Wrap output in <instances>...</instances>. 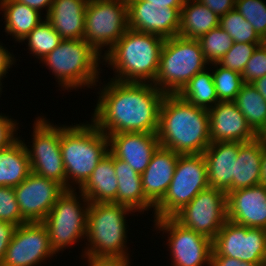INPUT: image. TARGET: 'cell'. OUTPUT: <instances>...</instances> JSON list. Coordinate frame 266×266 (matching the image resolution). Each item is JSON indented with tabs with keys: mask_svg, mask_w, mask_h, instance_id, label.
I'll use <instances>...</instances> for the list:
<instances>
[{
	"mask_svg": "<svg viewBox=\"0 0 266 266\" xmlns=\"http://www.w3.org/2000/svg\"><path fill=\"white\" fill-rule=\"evenodd\" d=\"M220 18L197 0H185L180 11L178 36L199 39L219 26Z\"/></svg>",
	"mask_w": 266,
	"mask_h": 266,
	"instance_id": "29",
	"label": "cell"
},
{
	"mask_svg": "<svg viewBox=\"0 0 266 266\" xmlns=\"http://www.w3.org/2000/svg\"><path fill=\"white\" fill-rule=\"evenodd\" d=\"M127 1H148L151 5L161 6L162 8H182L185 0H127Z\"/></svg>",
	"mask_w": 266,
	"mask_h": 266,
	"instance_id": "47",
	"label": "cell"
},
{
	"mask_svg": "<svg viewBox=\"0 0 266 266\" xmlns=\"http://www.w3.org/2000/svg\"><path fill=\"white\" fill-rule=\"evenodd\" d=\"M45 115H38L33 122L32 145L23 144L30 161L31 172L57 181L66 189V172L60 148L61 125H54ZM30 145H28V144Z\"/></svg>",
	"mask_w": 266,
	"mask_h": 266,
	"instance_id": "11",
	"label": "cell"
},
{
	"mask_svg": "<svg viewBox=\"0 0 266 266\" xmlns=\"http://www.w3.org/2000/svg\"><path fill=\"white\" fill-rule=\"evenodd\" d=\"M227 220L249 228L266 229V186L259 184L230 191Z\"/></svg>",
	"mask_w": 266,
	"mask_h": 266,
	"instance_id": "19",
	"label": "cell"
},
{
	"mask_svg": "<svg viewBox=\"0 0 266 266\" xmlns=\"http://www.w3.org/2000/svg\"><path fill=\"white\" fill-rule=\"evenodd\" d=\"M260 184L266 186V145L264 143L261 158Z\"/></svg>",
	"mask_w": 266,
	"mask_h": 266,
	"instance_id": "48",
	"label": "cell"
},
{
	"mask_svg": "<svg viewBox=\"0 0 266 266\" xmlns=\"http://www.w3.org/2000/svg\"><path fill=\"white\" fill-rule=\"evenodd\" d=\"M205 61L210 65L219 60L231 49L234 41L220 26L211 29L198 39Z\"/></svg>",
	"mask_w": 266,
	"mask_h": 266,
	"instance_id": "35",
	"label": "cell"
},
{
	"mask_svg": "<svg viewBox=\"0 0 266 266\" xmlns=\"http://www.w3.org/2000/svg\"><path fill=\"white\" fill-rule=\"evenodd\" d=\"M15 1L25 4L30 8L39 11L45 17L48 15L51 9V5L53 4V0H15ZM44 9L46 11L45 14L43 13Z\"/></svg>",
	"mask_w": 266,
	"mask_h": 266,
	"instance_id": "46",
	"label": "cell"
},
{
	"mask_svg": "<svg viewBox=\"0 0 266 266\" xmlns=\"http://www.w3.org/2000/svg\"><path fill=\"white\" fill-rule=\"evenodd\" d=\"M252 85L257 89V91L266 100V75L255 80Z\"/></svg>",
	"mask_w": 266,
	"mask_h": 266,
	"instance_id": "49",
	"label": "cell"
},
{
	"mask_svg": "<svg viewBox=\"0 0 266 266\" xmlns=\"http://www.w3.org/2000/svg\"><path fill=\"white\" fill-rule=\"evenodd\" d=\"M207 166L203 154L178 157L175 172L162 200L155 206L154 219L173 217L190 203L197 194L208 188Z\"/></svg>",
	"mask_w": 266,
	"mask_h": 266,
	"instance_id": "9",
	"label": "cell"
},
{
	"mask_svg": "<svg viewBox=\"0 0 266 266\" xmlns=\"http://www.w3.org/2000/svg\"><path fill=\"white\" fill-rule=\"evenodd\" d=\"M179 156L176 152L159 146L141 174L144 195L154 206L165 196Z\"/></svg>",
	"mask_w": 266,
	"mask_h": 266,
	"instance_id": "22",
	"label": "cell"
},
{
	"mask_svg": "<svg viewBox=\"0 0 266 266\" xmlns=\"http://www.w3.org/2000/svg\"><path fill=\"white\" fill-rule=\"evenodd\" d=\"M202 5L208 7L219 18L224 16L227 12L235 9V0H197Z\"/></svg>",
	"mask_w": 266,
	"mask_h": 266,
	"instance_id": "44",
	"label": "cell"
},
{
	"mask_svg": "<svg viewBox=\"0 0 266 266\" xmlns=\"http://www.w3.org/2000/svg\"><path fill=\"white\" fill-rule=\"evenodd\" d=\"M129 256L124 257H93V256H83L81 259L85 260L87 266H131L132 262Z\"/></svg>",
	"mask_w": 266,
	"mask_h": 266,
	"instance_id": "41",
	"label": "cell"
},
{
	"mask_svg": "<svg viewBox=\"0 0 266 266\" xmlns=\"http://www.w3.org/2000/svg\"><path fill=\"white\" fill-rule=\"evenodd\" d=\"M64 190L57 181L31 172L14 187L22 218L27 223L43 222Z\"/></svg>",
	"mask_w": 266,
	"mask_h": 266,
	"instance_id": "16",
	"label": "cell"
},
{
	"mask_svg": "<svg viewBox=\"0 0 266 266\" xmlns=\"http://www.w3.org/2000/svg\"><path fill=\"white\" fill-rule=\"evenodd\" d=\"M249 126L259 136L266 129V100L252 85L244 83L234 100Z\"/></svg>",
	"mask_w": 266,
	"mask_h": 266,
	"instance_id": "30",
	"label": "cell"
},
{
	"mask_svg": "<svg viewBox=\"0 0 266 266\" xmlns=\"http://www.w3.org/2000/svg\"><path fill=\"white\" fill-rule=\"evenodd\" d=\"M210 142H249L259 137L234 101H219L208 110Z\"/></svg>",
	"mask_w": 266,
	"mask_h": 266,
	"instance_id": "18",
	"label": "cell"
},
{
	"mask_svg": "<svg viewBox=\"0 0 266 266\" xmlns=\"http://www.w3.org/2000/svg\"><path fill=\"white\" fill-rule=\"evenodd\" d=\"M211 256L266 263V229L249 228L227 220L212 240Z\"/></svg>",
	"mask_w": 266,
	"mask_h": 266,
	"instance_id": "14",
	"label": "cell"
},
{
	"mask_svg": "<svg viewBox=\"0 0 266 266\" xmlns=\"http://www.w3.org/2000/svg\"><path fill=\"white\" fill-rule=\"evenodd\" d=\"M76 191L65 189L42 222L47 227L51 247L57 255L86 240L90 202L80 190L79 194Z\"/></svg>",
	"mask_w": 266,
	"mask_h": 266,
	"instance_id": "8",
	"label": "cell"
},
{
	"mask_svg": "<svg viewBox=\"0 0 266 266\" xmlns=\"http://www.w3.org/2000/svg\"><path fill=\"white\" fill-rule=\"evenodd\" d=\"M31 173L30 161L22 139L0 150V187H16Z\"/></svg>",
	"mask_w": 266,
	"mask_h": 266,
	"instance_id": "28",
	"label": "cell"
},
{
	"mask_svg": "<svg viewBox=\"0 0 266 266\" xmlns=\"http://www.w3.org/2000/svg\"><path fill=\"white\" fill-rule=\"evenodd\" d=\"M52 72L63 91L95 88L103 70V57L83 39H62L59 45L39 61ZM51 70V71H50Z\"/></svg>",
	"mask_w": 266,
	"mask_h": 266,
	"instance_id": "5",
	"label": "cell"
},
{
	"mask_svg": "<svg viewBox=\"0 0 266 266\" xmlns=\"http://www.w3.org/2000/svg\"><path fill=\"white\" fill-rule=\"evenodd\" d=\"M0 221L19 226L27 223L21 215L12 187H0Z\"/></svg>",
	"mask_w": 266,
	"mask_h": 266,
	"instance_id": "38",
	"label": "cell"
},
{
	"mask_svg": "<svg viewBox=\"0 0 266 266\" xmlns=\"http://www.w3.org/2000/svg\"><path fill=\"white\" fill-rule=\"evenodd\" d=\"M266 75V41L259 45L247 62L242 78L244 83H253Z\"/></svg>",
	"mask_w": 266,
	"mask_h": 266,
	"instance_id": "39",
	"label": "cell"
},
{
	"mask_svg": "<svg viewBox=\"0 0 266 266\" xmlns=\"http://www.w3.org/2000/svg\"><path fill=\"white\" fill-rule=\"evenodd\" d=\"M109 152L125 161L135 172L142 174L160 146L157 134L144 132H123L107 135Z\"/></svg>",
	"mask_w": 266,
	"mask_h": 266,
	"instance_id": "20",
	"label": "cell"
},
{
	"mask_svg": "<svg viewBox=\"0 0 266 266\" xmlns=\"http://www.w3.org/2000/svg\"><path fill=\"white\" fill-rule=\"evenodd\" d=\"M2 84H3V83L0 82V97H1V94H2V92H3L2 89H3V87H4Z\"/></svg>",
	"mask_w": 266,
	"mask_h": 266,
	"instance_id": "51",
	"label": "cell"
},
{
	"mask_svg": "<svg viewBox=\"0 0 266 266\" xmlns=\"http://www.w3.org/2000/svg\"><path fill=\"white\" fill-rule=\"evenodd\" d=\"M127 8L130 29L164 39L178 35L181 8H162L148 1H127Z\"/></svg>",
	"mask_w": 266,
	"mask_h": 266,
	"instance_id": "17",
	"label": "cell"
},
{
	"mask_svg": "<svg viewBox=\"0 0 266 266\" xmlns=\"http://www.w3.org/2000/svg\"><path fill=\"white\" fill-rule=\"evenodd\" d=\"M60 148L66 172V189H80L109 152L108 136L90 121L61 124Z\"/></svg>",
	"mask_w": 266,
	"mask_h": 266,
	"instance_id": "4",
	"label": "cell"
},
{
	"mask_svg": "<svg viewBox=\"0 0 266 266\" xmlns=\"http://www.w3.org/2000/svg\"><path fill=\"white\" fill-rule=\"evenodd\" d=\"M178 94L192 105L206 110L219 102L209 67L197 73Z\"/></svg>",
	"mask_w": 266,
	"mask_h": 266,
	"instance_id": "31",
	"label": "cell"
},
{
	"mask_svg": "<svg viewBox=\"0 0 266 266\" xmlns=\"http://www.w3.org/2000/svg\"><path fill=\"white\" fill-rule=\"evenodd\" d=\"M157 137L161 147L179 155L203 154L211 143L208 110L179 94H166L160 106Z\"/></svg>",
	"mask_w": 266,
	"mask_h": 266,
	"instance_id": "2",
	"label": "cell"
},
{
	"mask_svg": "<svg viewBox=\"0 0 266 266\" xmlns=\"http://www.w3.org/2000/svg\"><path fill=\"white\" fill-rule=\"evenodd\" d=\"M208 67L212 71L218 100L234 101L244 84L242 75L236 71L226 69L217 63L210 64Z\"/></svg>",
	"mask_w": 266,
	"mask_h": 266,
	"instance_id": "34",
	"label": "cell"
},
{
	"mask_svg": "<svg viewBox=\"0 0 266 266\" xmlns=\"http://www.w3.org/2000/svg\"><path fill=\"white\" fill-rule=\"evenodd\" d=\"M62 38L54 30L51 23L45 18L40 22L21 43L27 45L29 54L42 60L47 54L53 51L61 42ZM27 43H26V42Z\"/></svg>",
	"mask_w": 266,
	"mask_h": 266,
	"instance_id": "32",
	"label": "cell"
},
{
	"mask_svg": "<svg viewBox=\"0 0 266 266\" xmlns=\"http://www.w3.org/2000/svg\"><path fill=\"white\" fill-rule=\"evenodd\" d=\"M261 44L234 42L231 49L219 60L220 66L242 75L247 62Z\"/></svg>",
	"mask_w": 266,
	"mask_h": 266,
	"instance_id": "37",
	"label": "cell"
},
{
	"mask_svg": "<svg viewBox=\"0 0 266 266\" xmlns=\"http://www.w3.org/2000/svg\"><path fill=\"white\" fill-rule=\"evenodd\" d=\"M237 10L266 41V2L265 0H235Z\"/></svg>",
	"mask_w": 266,
	"mask_h": 266,
	"instance_id": "36",
	"label": "cell"
},
{
	"mask_svg": "<svg viewBox=\"0 0 266 266\" xmlns=\"http://www.w3.org/2000/svg\"><path fill=\"white\" fill-rule=\"evenodd\" d=\"M57 257L42 222L17 226L0 266H42Z\"/></svg>",
	"mask_w": 266,
	"mask_h": 266,
	"instance_id": "15",
	"label": "cell"
},
{
	"mask_svg": "<svg viewBox=\"0 0 266 266\" xmlns=\"http://www.w3.org/2000/svg\"><path fill=\"white\" fill-rule=\"evenodd\" d=\"M88 0H53L46 19L62 39H83Z\"/></svg>",
	"mask_w": 266,
	"mask_h": 266,
	"instance_id": "23",
	"label": "cell"
},
{
	"mask_svg": "<svg viewBox=\"0 0 266 266\" xmlns=\"http://www.w3.org/2000/svg\"><path fill=\"white\" fill-rule=\"evenodd\" d=\"M173 218L184 227L213 240L227 221V193L208 187L200 191Z\"/></svg>",
	"mask_w": 266,
	"mask_h": 266,
	"instance_id": "13",
	"label": "cell"
},
{
	"mask_svg": "<svg viewBox=\"0 0 266 266\" xmlns=\"http://www.w3.org/2000/svg\"><path fill=\"white\" fill-rule=\"evenodd\" d=\"M262 152L263 141L260 137L249 142H240L232 191L260 184Z\"/></svg>",
	"mask_w": 266,
	"mask_h": 266,
	"instance_id": "27",
	"label": "cell"
},
{
	"mask_svg": "<svg viewBox=\"0 0 266 266\" xmlns=\"http://www.w3.org/2000/svg\"><path fill=\"white\" fill-rule=\"evenodd\" d=\"M210 266H266V263H249L227 256H211Z\"/></svg>",
	"mask_w": 266,
	"mask_h": 266,
	"instance_id": "45",
	"label": "cell"
},
{
	"mask_svg": "<svg viewBox=\"0 0 266 266\" xmlns=\"http://www.w3.org/2000/svg\"><path fill=\"white\" fill-rule=\"evenodd\" d=\"M117 189L118 180L113 166V155L108 152L79 190L90 203H111L116 199Z\"/></svg>",
	"mask_w": 266,
	"mask_h": 266,
	"instance_id": "25",
	"label": "cell"
},
{
	"mask_svg": "<svg viewBox=\"0 0 266 266\" xmlns=\"http://www.w3.org/2000/svg\"><path fill=\"white\" fill-rule=\"evenodd\" d=\"M164 42L158 35L128 28L103 56L102 67L113 69L112 80L153 84Z\"/></svg>",
	"mask_w": 266,
	"mask_h": 266,
	"instance_id": "3",
	"label": "cell"
},
{
	"mask_svg": "<svg viewBox=\"0 0 266 266\" xmlns=\"http://www.w3.org/2000/svg\"><path fill=\"white\" fill-rule=\"evenodd\" d=\"M7 114L0 113V150L9 147L13 142H15L19 136L18 127L19 122L17 119H12V117Z\"/></svg>",
	"mask_w": 266,
	"mask_h": 266,
	"instance_id": "40",
	"label": "cell"
},
{
	"mask_svg": "<svg viewBox=\"0 0 266 266\" xmlns=\"http://www.w3.org/2000/svg\"><path fill=\"white\" fill-rule=\"evenodd\" d=\"M263 143L266 145V129L259 135Z\"/></svg>",
	"mask_w": 266,
	"mask_h": 266,
	"instance_id": "50",
	"label": "cell"
},
{
	"mask_svg": "<svg viewBox=\"0 0 266 266\" xmlns=\"http://www.w3.org/2000/svg\"><path fill=\"white\" fill-rule=\"evenodd\" d=\"M108 80L101 82L100 79L95 86L98 88H94L99 89L91 115L96 127L106 135L123 132L157 134L160 106L166 94L152 83Z\"/></svg>",
	"mask_w": 266,
	"mask_h": 266,
	"instance_id": "1",
	"label": "cell"
},
{
	"mask_svg": "<svg viewBox=\"0 0 266 266\" xmlns=\"http://www.w3.org/2000/svg\"><path fill=\"white\" fill-rule=\"evenodd\" d=\"M0 12L5 20L4 32L10 35L15 43L24 38L46 17L39 11L15 0H0Z\"/></svg>",
	"mask_w": 266,
	"mask_h": 266,
	"instance_id": "26",
	"label": "cell"
},
{
	"mask_svg": "<svg viewBox=\"0 0 266 266\" xmlns=\"http://www.w3.org/2000/svg\"><path fill=\"white\" fill-rule=\"evenodd\" d=\"M113 166L118 180L116 199L112 203L122 204L144 214L145 211H154L155 206L145 197L142 189V177L135 172L125 161L113 156Z\"/></svg>",
	"mask_w": 266,
	"mask_h": 266,
	"instance_id": "24",
	"label": "cell"
},
{
	"mask_svg": "<svg viewBox=\"0 0 266 266\" xmlns=\"http://www.w3.org/2000/svg\"><path fill=\"white\" fill-rule=\"evenodd\" d=\"M16 228V225L0 221V265L5 257L7 247L12 240Z\"/></svg>",
	"mask_w": 266,
	"mask_h": 266,
	"instance_id": "42",
	"label": "cell"
},
{
	"mask_svg": "<svg viewBox=\"0 0 266 266\" xmlns=\"http://www.w3.org/2000/svg\"><path fill=\"white\" fill-rule=\"evenodd\" d=\"M219 26L237 43L263 44L254 27L235 9L220 17Z\"/></svg>",
	"mask_w": 266,
	"mask_h": 266,
	"instance_id": "33",
	"label": "cell"
},
{
	"mask_svg": "<svg viewBox=\"0 0 266 266\" xmlns=\"http://www.w3.org/2000/svg\"><path fill=\"white\" fill-rule=\"evenodd\" d=\"M198 39H165L153 84L165 94H178L197 74L208 68Z\"/></svg>",
	"mask_w": 266,
	"mask_h": 266,
	"instance_id": "7",
	"label": "cell"
},
{
	"mask_svg": "<svg viewBox=\"0 0 266 266\" xmlns=\"http://www.w3.org/2000/svg\"><path fill=\"white\" fill-rule=\"evenodd\" d=\"M128 28L127 0H88L83 38L102 57Z\"/></svg>",
	"mask_w": 266,
	"mask_h": 266,
	"instance_id": "10",
	"label": "cell"
},
{
	"mask_svg": "<svg viewBox=\"0 0 266 266\" xmlns=\"http://www.w3.org/2000/svg\"><path fill=\"white\" fill-rule=\"evenodd\" d=\"M240 142H212L203 155L207 166L209 187L232 191L235 180V162L238 156Z\"/></svg>",
	"mask_w": 266,
	"mask_h": 266,
	"instance_id": "21",
	"label": "cell"
},
{
	"mask_svg": "<svg viewBox=\"0 0 266 266\" xmlns=\"http://www.w3.org/2000/svg\"><path fill=\"white\" fill-rule=\"evenodd\" d=\"M134 213V210L122 204L90 203L87 213V242L80 256H129V226L126 221L129 216H134Z\"/></svg>",
	"mask_w": 266,
	"mask_h": 266,
	"instance_id": "6",
	"label": "cell"
},
{
	"mask_svg": "<svg viewBox=\"0 0 266 266\" xmlns=\"http://www.w3.org/2000/svg\"><path fill=\"white\" fill-rule=\"evenodd\" d=\"M4 45V46H3ZM7 47H5V44L0 42V82H3V79L7 78V75L13 67V65L16 64V59L15 55L13 52L8 51ZM11 67V68H10ZM5 77V78H4Z\"/></svg>",
	"mask_w": 266,
	"mask_h": 266,
	"instance_id": "43",
	"label": "cell"
},
{
	"mask_svg": "<svg viewBox=\"0 0 266 266\" xmlns=\"http://www.w3.org/2000/svg\"><path fill=\"white\" fill-rule=\"evenodd\" d=\"M153 223V229L168 238L166 244L171 266H210L211 239L184 227L173 217L154 219Z\"/></svg>",
	"mask_w": 266,
	"mask_h": 266,
	"instance_id": "12",
	"label": "cell"
}]
</instances>
